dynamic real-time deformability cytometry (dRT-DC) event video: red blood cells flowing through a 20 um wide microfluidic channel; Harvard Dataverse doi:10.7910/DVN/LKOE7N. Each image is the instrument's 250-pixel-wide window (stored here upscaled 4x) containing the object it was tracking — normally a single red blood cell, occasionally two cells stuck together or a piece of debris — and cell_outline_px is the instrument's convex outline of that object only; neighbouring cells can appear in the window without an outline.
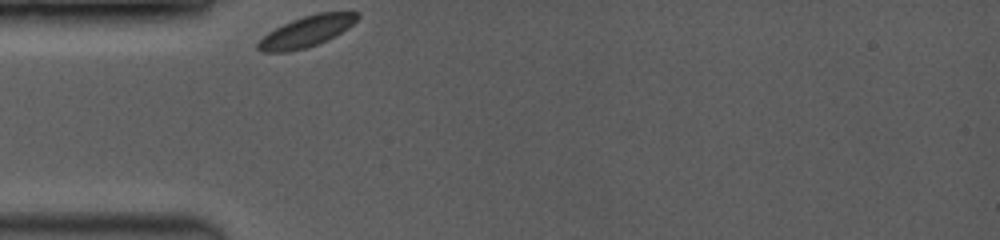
{"species": "common noctule bat (a hibernating species)", "species_latin": "Nyctalus noctula", "temperature_condition": "room temperature", "stored_images_in_passage": 34, "camera_frame_rate_fps": 3500, "um_per_image_px": 0.085, "animal": {"sex": "female", "body_mass_g": 19.0, "forearm_length_mm": 53.3}, "frame": {"image": 1, "passage_image": 1, "time_ms": 0.0, "image_size_px": [1000, 240], "cell_outline_px": [[360, 16], [348, 28], [336, 36], [316, 44], [304, 48], [288, 52], [260, 52], [256, 48], [256, 44], [268, 32], [292, 20], [304, 16], [320, 12], [360, 12]], "centroid_in_image_um": [26.05, 2.68], "position_along_channel_um": 59.0, "area_um2": 17.74}}
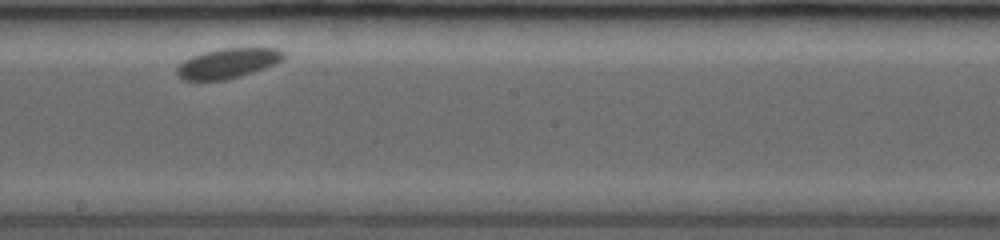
{"frame": {"image": 2, "passage_image": 20, "time_ms": 4.857, "image_size_px": [1000, 240], "cell_outline_px": [[284, 56], [276, 64], [240, 76], [224, 80], [184, 80], [176, 72], [176, 68], [184, 60], [192, 56], [204, 52], [224, 48], [276, 48], [284, 52]], "centroid_in_image_um": [19.36, 5.37], "position_along_channel_um": 228.8, "area_um2": 18.32}}
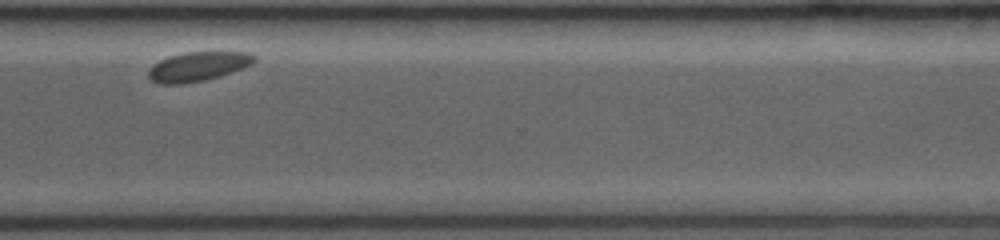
{"frame": {"image": 3, "passage_image": 33, "time_ms": 8.286, "image_size_px": [1000, 240], "cell_outline_px": [[256, 60], [252, 64], [204, 80], [180, 84], [160, 84], [152, 80], [148, 76], [148, 72], [152, 64], [168, 56], [184, 52], [252, 52], [256, 56]], "centroid_in_image_um": [16.79, 5.63], "position_along_channel_um": 353.8, "area_um2": 17.86}}